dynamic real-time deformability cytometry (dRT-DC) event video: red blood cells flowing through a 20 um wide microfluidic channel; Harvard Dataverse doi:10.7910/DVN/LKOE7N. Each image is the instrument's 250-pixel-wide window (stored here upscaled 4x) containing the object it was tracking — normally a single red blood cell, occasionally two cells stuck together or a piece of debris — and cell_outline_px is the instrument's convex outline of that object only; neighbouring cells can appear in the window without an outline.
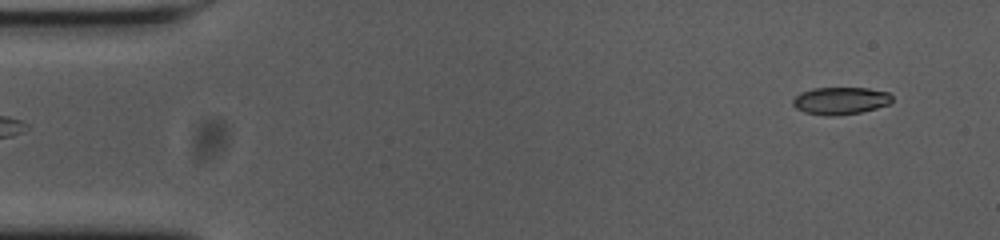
{"species": "common noctule bat (a hibernating species)", "species_latin": "Nyctalus noctula", "temperature_condition": "cold", "stored_images_in_passage": 53, "camera_frame_rate_fps": 3000, "um_per_image_px": 0.085, "animal": {"sex": "female", "body_mass_g": 23.0, "forearm_length_mm": 53.4}, "frame": {"image": 1, "passage_image": 2, "time_ms": 0.333, "image_size_px": [1000, 240], "cell_outline_px": [[892, 104], [860, 112], [832, 116], [824, 116], [804, 112], [796, 108], [792, 104], [792, 100], [800, 92], [812, 88], [868, 88], [888, 92], [892, 96]], "centroid_in_image_um": [71.44, 8.56], "position_along_channel_um": 13.6, "area_um2": 15.95}}
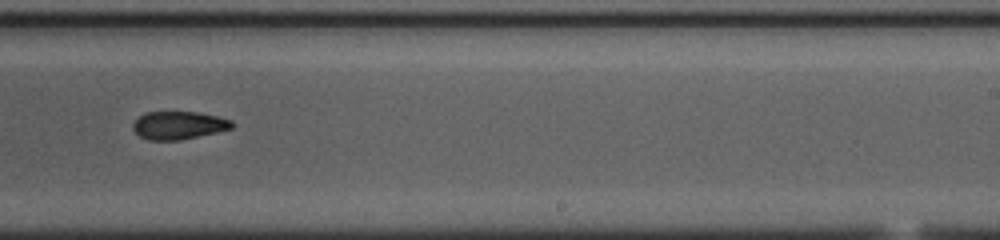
{"frame": {"image": 2, "passage_image": 32, "time_ms": 10.333, "image_size_px": [1000, 240], "cell_outline_px": [[232, 128], [216, 132], [180, 140], [148, 140], [140, 136], [132, 128], [132, 124], [144, 112], [196, 112], [216, 116], [232, 120]], "centroid_in_image_um": [15.15, 10.65], "position_along_channel_um": 273.8, "area_um2": 15.95}}
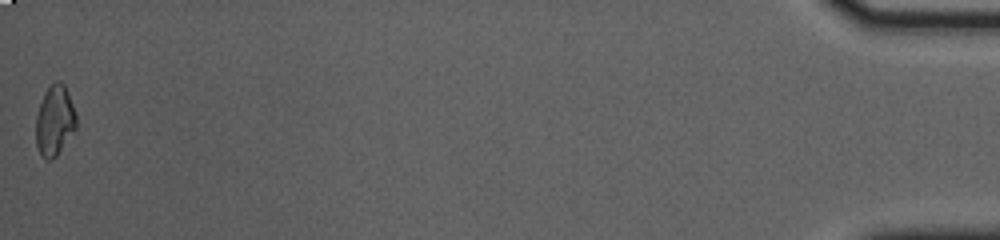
{"frame": {"image": 3, "passage_image": 53, "time_ms": 17.333, "image_size_px": [1000, 240], "cell_outline_px": [[76, 128], [56, 156], [52, 160], [48, 160], [40, 156], [36, 144], [36, 116], [44, 92], [56, 80], [60, 80], [64, 84], [68, 92], [76, 116]], "centroid_in_image_um": [4.63, 10.26], "position_along_channel_um": 430.6, "area_um2": 16.47}, "authors_computed_cell_mechanics": {"area_um2": 16.5886, "velocity_mm_per_s": 3.6948, "shape_relaxation_time_tau1_ms": null, "shape_relaxation_time_tau2_ms": 7.0157, "deformation_change_tau1": null, "deformation_change_tau2": 0.1384}}